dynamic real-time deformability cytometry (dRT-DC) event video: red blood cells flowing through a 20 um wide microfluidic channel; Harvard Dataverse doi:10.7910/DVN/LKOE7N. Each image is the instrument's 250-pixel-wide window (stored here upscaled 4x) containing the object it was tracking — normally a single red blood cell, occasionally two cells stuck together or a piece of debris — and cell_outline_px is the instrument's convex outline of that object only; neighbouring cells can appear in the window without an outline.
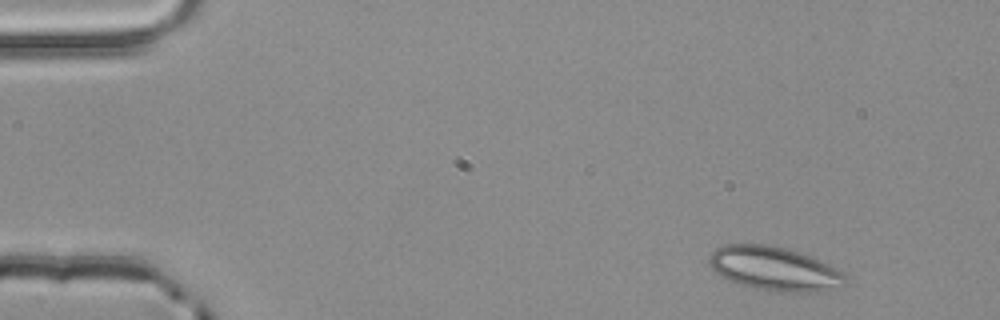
{"species": "common noctule bat (a hibernating species)", "species_latin": "Nyctalus noctula", "temperature_condition": "room temperature", "stored_images_in_passage": 4, "segment_of_instrument_passage": [2, 2], "camera_frame_rate_fps": 3000, "um_per_image_px": 0.085, "animal": {"sex": "male", "body_mass_g": 20.4}, "frame": {"image": 1, "passage_image": 4, "time_ms": 1.0, "image_size_px": [1000, 320], "cell_outline_px": [[848, 280], [844, 284], [836, 288], [824, 292], [772, 292], [740, 284], [728, 280], [720, 276], [708, 264], [708, 260], [712, 252], [716, 248], [724, 244], [768, 244], [788, 248], [812, 256], [844, 272]], "centroid_in_image_um": [65.85, 22.84], "position_along_channel_um": 19.2, "area_um2": 35.37}}